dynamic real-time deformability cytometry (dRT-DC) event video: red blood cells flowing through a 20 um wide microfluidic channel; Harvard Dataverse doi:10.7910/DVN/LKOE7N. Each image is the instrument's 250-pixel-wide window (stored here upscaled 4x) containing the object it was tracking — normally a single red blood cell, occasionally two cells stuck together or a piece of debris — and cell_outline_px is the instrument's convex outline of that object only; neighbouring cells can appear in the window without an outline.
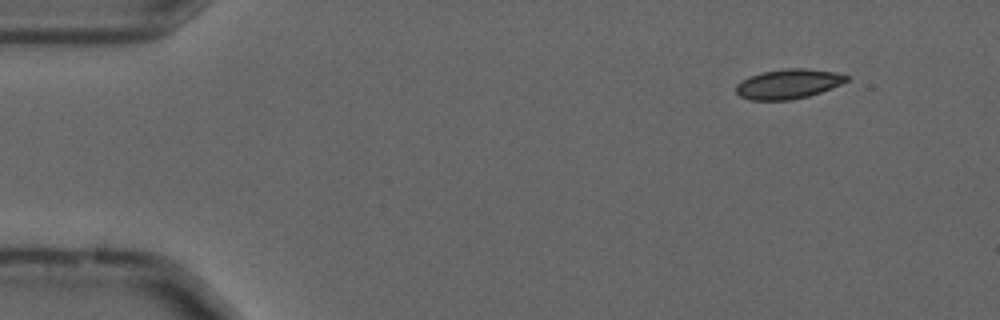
{"species": "common noctule bat (a hibernating species)", "species_latin": "Nyctalus noctula", "temperature_condition": "cold", "stored_images_in_passage": 50, "camera_frame_rate_fps": 3000, "um_per_image_px": 0.085, "animal": {"sex": "male", "forearm_length_mm": 52.5}, "frame": {"image": 1, "passage_image": 1, "time_ms": 0.0, "image_size_px": [1000, 320], "cell_outline_px": [[848, 80], [832, 88], [808, 96], [792, 100], [752, 100], [740, 96], [736, 92], [736, 84], [740, 80], [748, 76], [760, 72], [784, 68], [804, 68], [832, 72], [848, 76]], "centroid_in_image_um": [66.94, 7.13], "position_along_channel_um": 18.1, "area_um2": 19.13}}
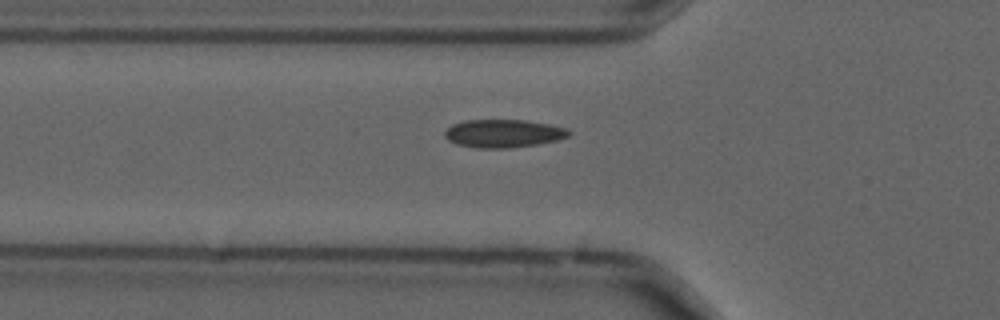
{"frame": {"image": 2, "passage_image": 14, "time_ms": 4.333, "image_size_px": [1000, 320], "cell_outline_px": [[572, 132], [568, 136], [556, 140], [536, 144], [512, 148], [480, 148], [456, 144], [448, 140], [444, 136], [444, 132], [452, 124], [464, 120], [524, 120], [548, 124], [568, 128]], "centroid_in_image_um": [42.78, 11.34], "position_along_channel_um": 83.0, "area_um2": 20.29}}
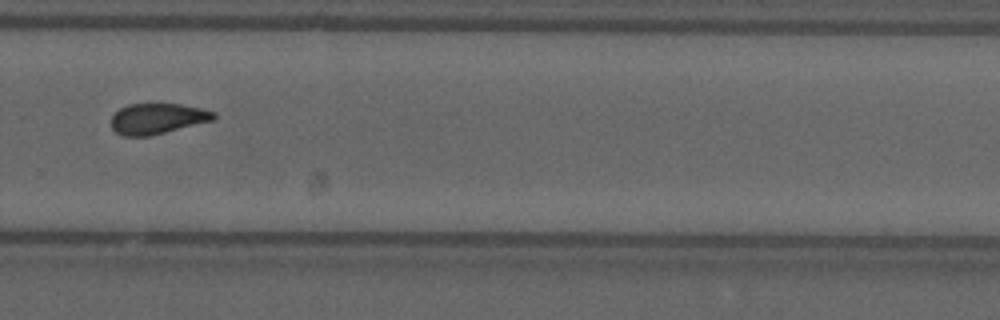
{"frame": {"image": 3, "passage_image": 33, "time_ms": 10.667, "image_size_px": [1000, 320], "cell_outline_px": [[216, 116], [212, 120], [148, 136], [124, 136], [116, 132], [112, 128], [112, 116], [120, 108], [128, 104], [180, 104], [200, 108], [216, 112]], "centroid_in_image_um": [13.36, 10.07], "position_along_channel_um": 316.4, "area_um2": 17.98}, "authors_computed_cell_mechanics": {"area_um2": 18.9006, "velocity_mm_per_s": 3.685, "shape_relaxation_time_tau1_ms": 8.6066, "shape_relaxation_time_tau2_ms": 2.2695, "deformation_change_tau1": 0.1904, "deformation_change_tau2": 0.0562}}